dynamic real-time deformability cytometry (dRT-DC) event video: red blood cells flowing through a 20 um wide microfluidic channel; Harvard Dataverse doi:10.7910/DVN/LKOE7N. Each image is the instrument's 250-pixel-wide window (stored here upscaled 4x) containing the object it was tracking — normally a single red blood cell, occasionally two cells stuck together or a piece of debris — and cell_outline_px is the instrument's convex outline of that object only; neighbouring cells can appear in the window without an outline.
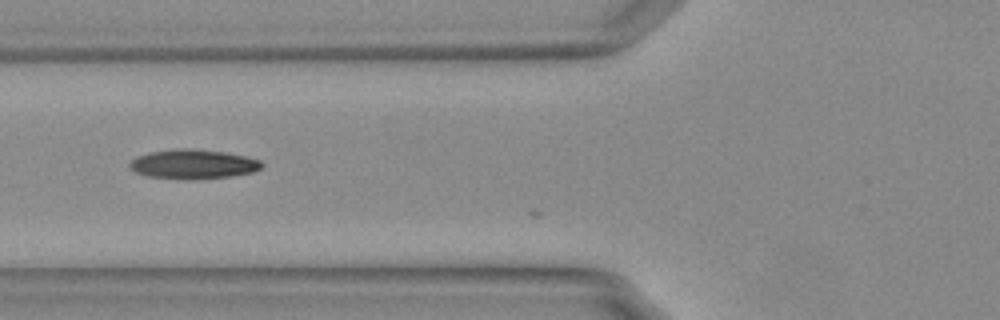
{"species": "Egyptian fruit bat (a non-hibernating species)", "species_latin": "Rousettus aegyptiacus", "temperature_condition": "warm", "stored_images_in_passage": 3, "camera_frame_rate_fps": 3000, "um_per_image_px": 0.085, "animal": {"sex": "female"}, "frame": {"image": 1, "passage_image": 2, "time_ms": 0.333, "image_size_px": [1000, 320], "cell_outline_px": [[264, 164], [260, 168], [252, 172], [232, 176], [148, 176], [136, 172], [128, 164], [136, 156], [152, 152], [176, 148], [192, 148], [224, 152], [244, 156], [260, 160]], "centroid_in_image_um": [16.44, 13.89], "position_along_channel_um": 109.4, "area_um2": 21.33}}